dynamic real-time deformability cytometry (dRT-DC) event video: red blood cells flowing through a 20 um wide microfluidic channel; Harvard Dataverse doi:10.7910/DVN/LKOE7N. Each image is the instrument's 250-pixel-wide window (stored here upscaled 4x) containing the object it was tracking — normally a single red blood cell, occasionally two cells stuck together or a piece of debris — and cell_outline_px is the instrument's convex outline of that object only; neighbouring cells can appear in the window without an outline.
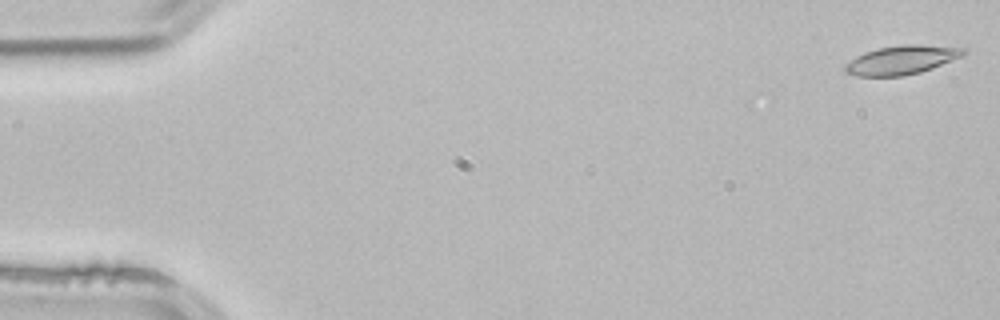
{"species": "common noctule bat (a hibernating species)", "species_latin": "Nyctalus noctula", "temperature_condition": "room temperature", "stored_images_in_passage": 52, "camera_frame_rate_fps": 3000, "um_per_image_px": 0.085, "animal": {"sex": "male", "body_mass_g": 21.5, "forearm_length_mm": 52.0}, "frame": {"image": 1, "passage_image": 1, "time_ms": 0.0, "image_size_px": [1000, 320], "cell_outline_px": [[968, 52], [964, 56], [932, 68], [920, 72], [904, 76], [860, 76], [844, 72], [844, 64], [856, 56], [864, 52], [876, 48], [900, 44], [920, 44], [964, 48]], "centroid_in_image_um": [76.64, 5.08], "position_along_channel_um": 8.4, "area_um2": 20.17}}
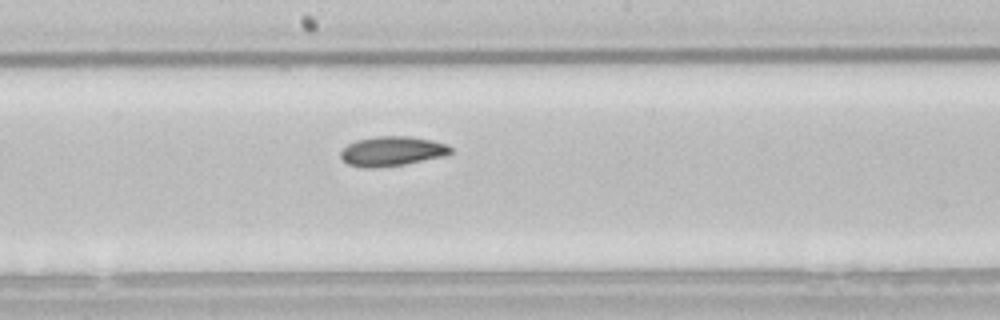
{"frame": {"image": 2, "passage_image": 28, "time_ms": 9.0, "image_size_px": [1000, 320], "cell_outline_px": [[452, 152], [444, 156], [404, 164], [376, 168], [364, 168], [348, 164], [340, 156], [340, 152], [348, 144], [356, 140], [376, 136], [408, 136], [432, 140], [448, 144], [452, 148]], "centroid_in_image_um": [33.32, 12.85], "position_along_channel_um": 214.9, "area_um2": 19.02}}
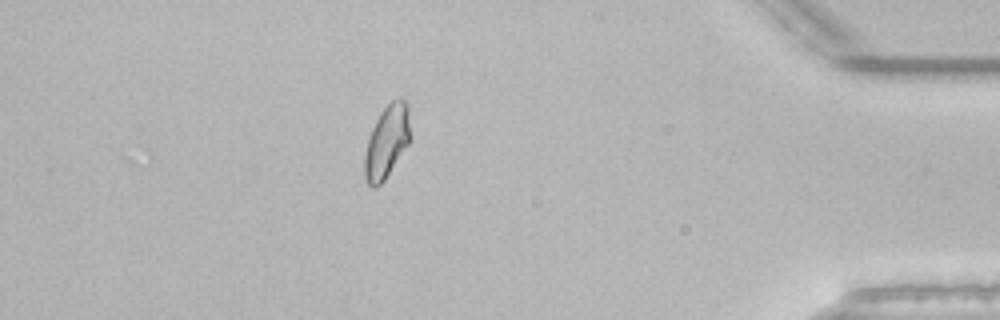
{"frame": {"image": 3, "passage_image": 46, "time_ms": 15.0, "image_size_px": [1000, 320], "cell_outline_px": [[408, 144], [384, 180], [376, 188], [372, 188], [368, 184], [364, 176], [364, 156], [368, 140], [372, 128], [380, 112], [392, 100], [400, 96], [408, 104]], "centroid_in_image_um": [32.84, 12.04], "position_along_channel_um": 402.4, "area_um2": 19.02}, "authors_computed_cell_mechanics": {"area_um2": 19.1607, "velocity_mm_per_s": 3.8672, "shape_relaxation_time_tau1_ms": 9.1337, "shape_relaxation_time_tau2_ms": 5.3571, "deformation_change_tau1": 0.192, "deformation_change_tau2": 0.1057}}